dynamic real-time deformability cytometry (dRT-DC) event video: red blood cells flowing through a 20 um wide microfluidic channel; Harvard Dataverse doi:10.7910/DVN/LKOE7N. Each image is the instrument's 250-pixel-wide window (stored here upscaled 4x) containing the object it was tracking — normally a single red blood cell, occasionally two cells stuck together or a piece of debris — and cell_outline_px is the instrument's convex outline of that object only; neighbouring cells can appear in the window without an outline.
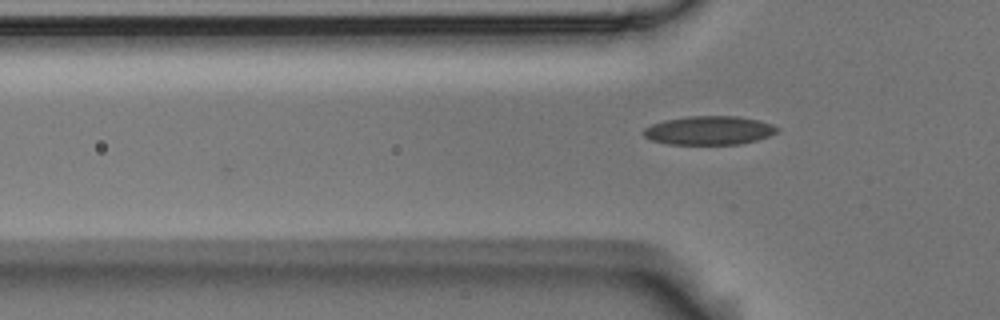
{"species": "Egyptian fruit bat (a non-hibernating species)", "species_latin": "Rousettus aegyptiacus", "temperature_condition": "room temperature", "stored_images_in_passage": 4, "camera_frame_rate_fps": 3000, "um_per_image_px": 0.085, "animal": {"sex": "male"}, "frame": {"image": 1, "passage_image": 4, "time_ms": 1.0, "image_size_px": [1000, 320], "cell_outline_px": [[780, 132], [756, 140], [740, 144], [668, 144], [652, 140], [644, 136], [644, 128], [652, 124], [664, 120], [688, 116], [736, 116], [756, 120], [772, 124], [780, 128]], "centroid_in_image_um": [60.29, 11.08], "position_along_channel_um": 65.5, "area_um2": 22.31}}